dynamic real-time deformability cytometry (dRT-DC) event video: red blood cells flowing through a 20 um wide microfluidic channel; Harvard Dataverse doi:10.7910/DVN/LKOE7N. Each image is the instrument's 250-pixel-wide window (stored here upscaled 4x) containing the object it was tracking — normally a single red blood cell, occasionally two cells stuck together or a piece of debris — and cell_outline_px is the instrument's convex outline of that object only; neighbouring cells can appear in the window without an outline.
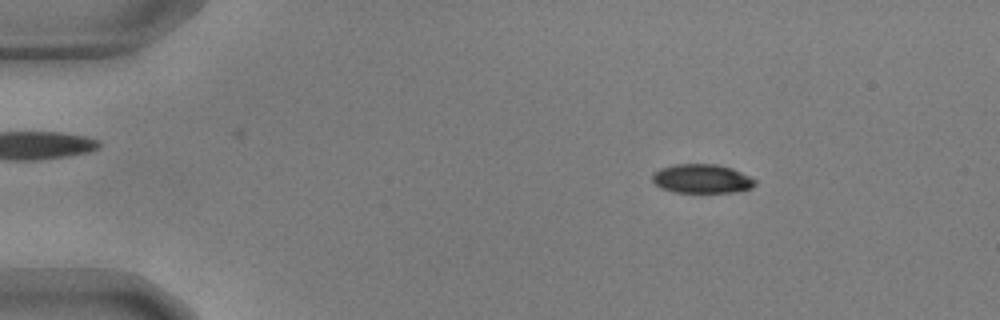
{"species": "common noctule bat (a hibernating species)", "species_latin": "Nyctalus noctula", "temperature_condition": "warm", "stored_images_in_passage": 55, "camera_frame_rate_fps": 3000, "um_per_image_px": 0.085, "animal": {"sex": "male", "body_mass_g": 17.9, "forearm_length_mm": 54.2}, "frame": {"image": 1, "passage_image": 8, "time_ms": 2.333, "image_size_px": [1000, 320], "cell_outline_px": [[756, 184], [752, 188], [736, 192], [672, 192], [660, 188], [652, 180], [652, 172], [660, 168], [676, 164], [716, 164], [732, 168], [756, 180]], "centroid_in_image_um": [59.63, 15.19], "position_along_channel_um": 25.4, "area_um2": 17.46}}
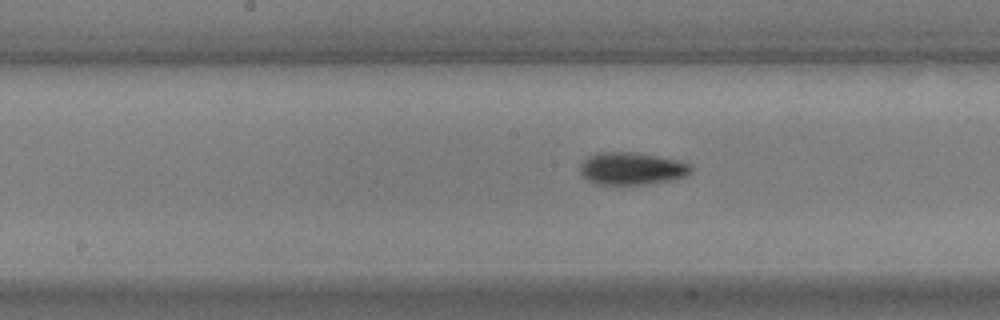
{"frame": {"image": 2, "passage_image": 28, "time_ms": 9.0, "image_size_px": [1000, 320], "cell_outline_px": [[692, 172], [684, 176], [668, 180], [640, 184], [596, 184], [580, 176], [580, 164], [588, 156], [600, 152], [632, 152], [660, 156], [680, 160], [692, 164]], "centroid_in_image_um": [53.69, 14.31], "position_along_channel_um": 194.5, "area_um2": 20.98}}
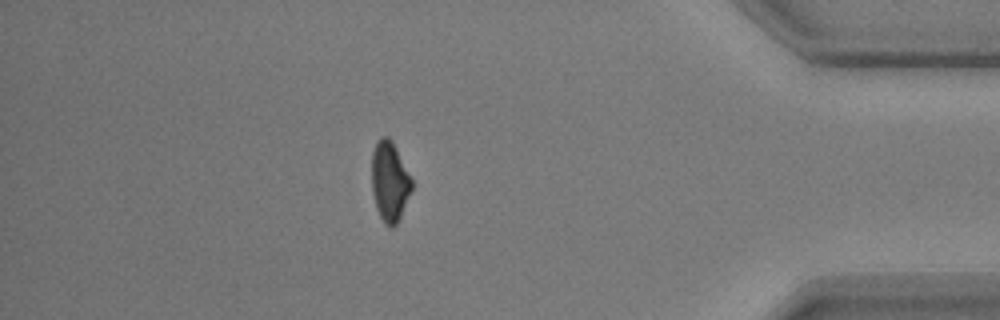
{"frame": {"image": 3, "passage_image": 48, "time_ms": 15.667, "image_size_px": [1000, 320], "cell_outline_px": [[412, 188], [400, 216], [396, 224], [392, 228], [388, 228], [384, 224], [376, 208], [372, 192], [372, 152], [380, 136], [388, 136], [392, 140], [412, 180]], "centroid_in_image_um": [33.1, 15.43], "position_along_channel_um": 402.1, "area_um2": 18.5}, "authors_computed_cell_mechanics": {"area_um2": 18.9006, "velocity_mm_per_s": 3.6562, "shape_relaxation_time_tau1_ms": 2.5916, "shape_relaxation_time_tau2_ms": 3.9797, "deformation_change_tau1": 0.1115, "deformation_change_tau2": 0.0787}}